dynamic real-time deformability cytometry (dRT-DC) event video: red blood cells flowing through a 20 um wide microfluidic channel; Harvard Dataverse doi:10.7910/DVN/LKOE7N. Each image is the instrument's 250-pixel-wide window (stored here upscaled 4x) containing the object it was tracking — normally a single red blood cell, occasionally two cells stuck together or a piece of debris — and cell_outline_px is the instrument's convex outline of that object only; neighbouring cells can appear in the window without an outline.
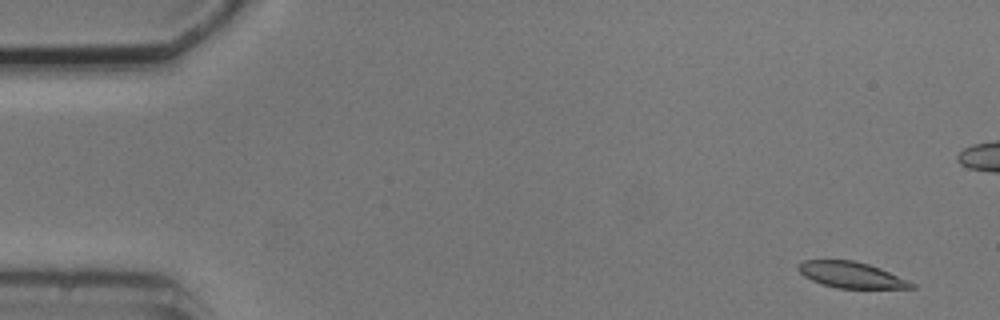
{"species": "common noctule bat (a hibernating species)", "species_latin": "Nyctalus noctula", "temperature_condition": "cold", "stored_images_in_passage": 5, "camera_frame_rate_fps": 3000, "um_per_image_px": 0.085, "animal": {"sex": "male", "body_mass_g": 20.5, "forearm_length_mm": 52.5}, "frame": {"image": 1, "passage_image": 1, "time_ms": 0.0, "image_size_px": [1000, 320], "cell_outline_px": [[916, 288], [836, 288], [812, 280], [804, 276], [796, 268], [804, 260], [852, 260], [868, 264], [880, 268], [908, 280], [916, 284]], "centroid_in_image_um": [72.37, 23.37], "position_along_channel_um": 12.6, "area_um2": 16.99}}